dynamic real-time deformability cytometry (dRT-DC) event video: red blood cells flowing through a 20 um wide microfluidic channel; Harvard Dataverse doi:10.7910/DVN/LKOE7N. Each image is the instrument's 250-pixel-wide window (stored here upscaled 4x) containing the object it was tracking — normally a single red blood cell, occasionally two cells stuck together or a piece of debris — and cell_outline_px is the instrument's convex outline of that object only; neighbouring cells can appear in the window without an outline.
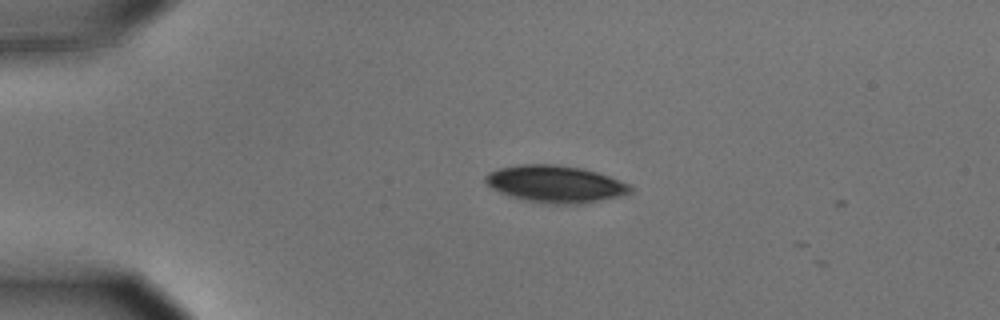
{"species": "common noctule bat (a hibernating species)", "species_latin": "Nyctalus noctula", "temperature_condition": "cold", "stored_images_in_passage": 42, "camera_frame_rate_fps": 3000, "um_per_image_px": 0.085, "animal": {"sex": "male", "body_mass_g": 15.6}, "frame": {"image": 1, "passage_image": 1, "time_ms": 0.0, "image_size_px": [1000, 320], "cell_outline_px": [[632, 192], [620, 196], [576, 204], [556, 204], [528, 200], [512, 196], [500, 192], [492, 188], [484, 180], [484, 176], [488, 172], [500, 168], [520, 164], [552, 164], [584, 168], [608, 176], [628, 184], [632, 188]], "centroid_in_image_um": [47.19, 15.62], "position_along_channel_um": 37.8, "area_um2": 30.81}}
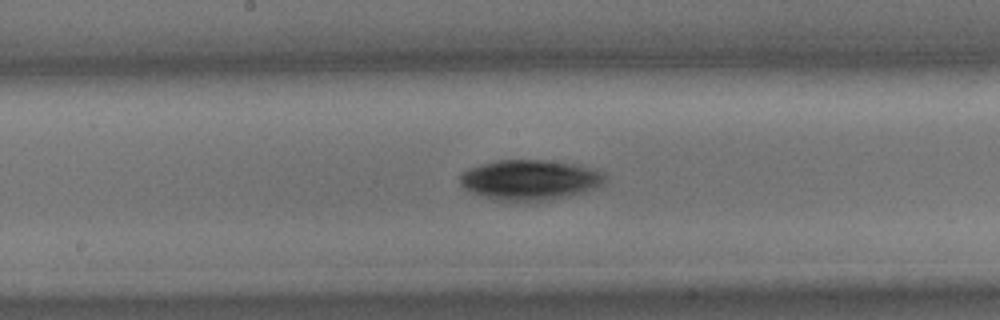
{"frame": {"image": 2, "passage_image": 18, "time_ms": 5.667, "image_size_px": [1000, 320], "cell_outline_px": [[608, 180], [596, 188], [584, 192], [552, 200], [520, 204], [496, 200], [472, 192], [464, 188], [460, 184], [460, 176], [468, 168], [480, 164], [496, 160], [544, 160], [576, 164], [596, 168], [604, 172], [608, 176]], "centroid_in_image_um": [45.1, 15.31], "position_along_channel_um": 203.1, "area_um2": 34.97}}
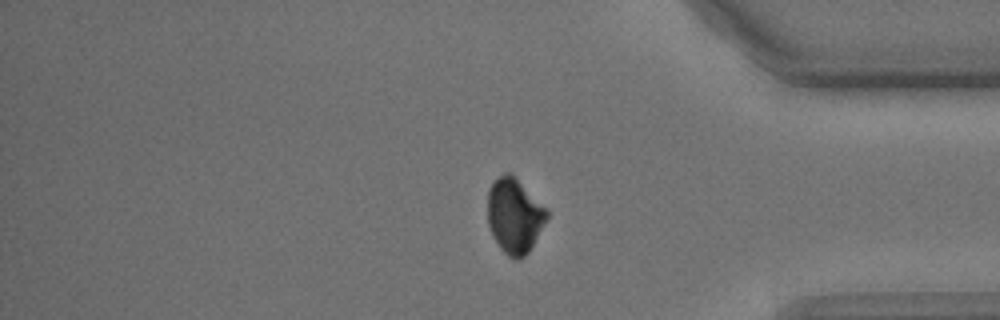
{"frame": {"image": 3, "passage_image": 35, "time_ms": 11.333, "image_size_px": [1000, 320], "cell_outline_px": [[548, 216], [544, 224], [528, 252], [520, 260], [516, 260], [508, 256], [500, 248], [492, 236], [488, 224], [488, 192], [492, 184], [504, 172], [512, 172], [516, 176], [548, 212]], "centroid_in_image_um": [43.71, 18.34], "position_along_channel_um": 391.5, "area_um2": 25.61}}